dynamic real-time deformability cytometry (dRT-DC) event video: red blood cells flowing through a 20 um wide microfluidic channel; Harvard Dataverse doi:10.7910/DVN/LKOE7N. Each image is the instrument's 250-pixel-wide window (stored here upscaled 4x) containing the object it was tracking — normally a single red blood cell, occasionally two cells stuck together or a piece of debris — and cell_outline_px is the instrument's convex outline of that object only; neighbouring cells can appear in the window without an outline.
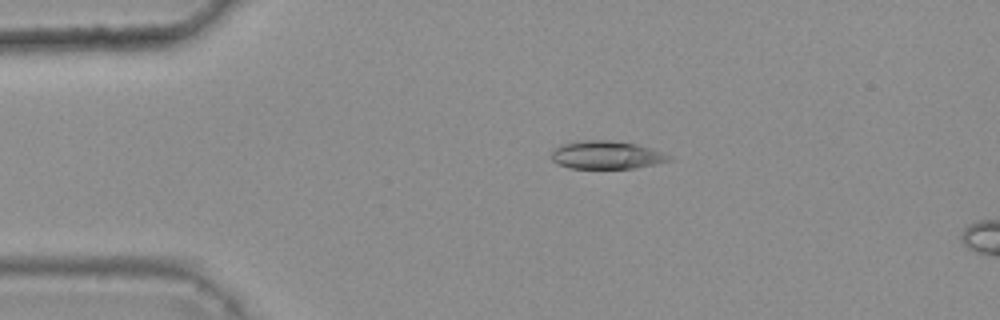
{"species": "common noctule bat (a hibernating species)", "species_latin": "Nyctalus noctula", "temperature_condition": "warm", "stored_images_in_passage": 17, "camera_frame_rate_fps": 3000, "um_per_image_px": 0.085, "animal": {"sex": "female", "body_mass_g": 25.1}, "frame": {"image": 1, "passage_image": 12, "time_ms": 3.667, "image_size_px": [1000, 320], "cell_outline_px": [[672, 160], [656, 164], [632, 168], [572, 168], [560, 164], [552, 160], [552, 152], [560, 144], [580, 140], [608, 140], [636, 144], [672, 156]], "centroid_in_image_um": [51.54, 13.17], "position_along_channel_um": 33.5, "area_um2": 18.96}}